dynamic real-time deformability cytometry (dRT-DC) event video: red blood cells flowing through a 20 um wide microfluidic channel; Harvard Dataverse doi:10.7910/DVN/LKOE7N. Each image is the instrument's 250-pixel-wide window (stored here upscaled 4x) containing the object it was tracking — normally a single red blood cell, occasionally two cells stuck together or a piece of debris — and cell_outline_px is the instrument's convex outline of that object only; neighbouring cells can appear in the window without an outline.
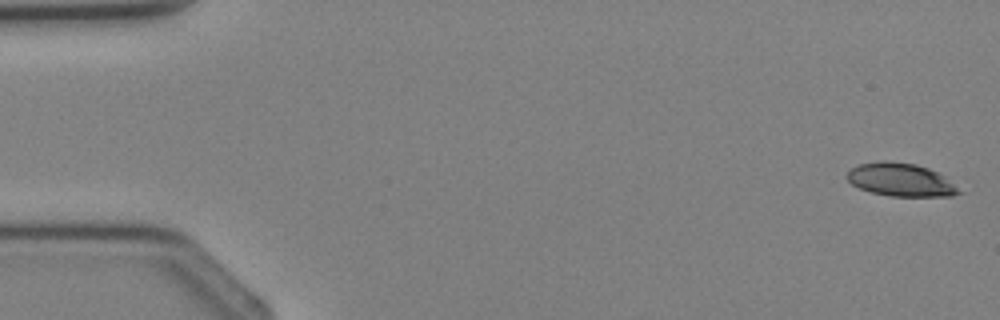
{"species": "Egyptian fruit bat (a non-hibernating species)", "species_latin": "Rousettus aegyptiacus", "temperature_condition": "cold", "stored_images_in_passage": 3, "camera_frame_rate_fps": 3000, "um_per_image_px": 0.085, "animal": {"sex": "female"}, "frame": {"image": 1, "passage_image": 1, "time_ms": 0.0, "image_size_px": [1000, 320], "cell_outline_px": [[964, 192], [952, 196], [892, 196], [872, 192], [860, 188], [852, 184], [848, 180], [848, 172], [852, 168], [860, 164], [880, 160], [888, 160], [916, 164], [928, 168], [944, 176]], "centroid_in_image_um": [76.59, 15.27], "position_along_channel_um": 8.4, "area_um2": 21.5}}
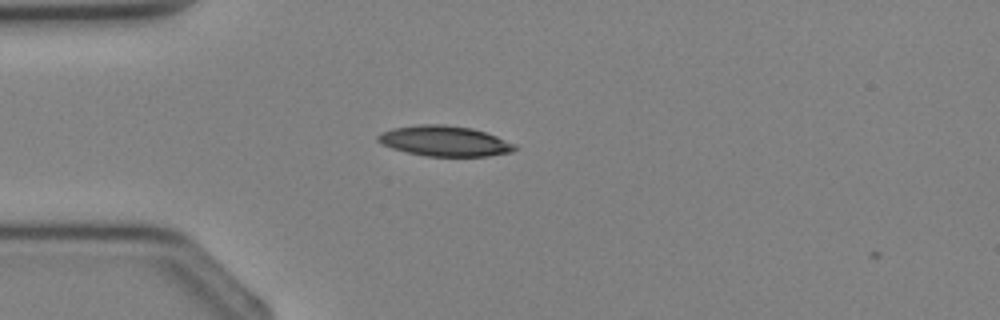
{"frame": {"image": 2, "passage_image": 3, "time_ms": 3.0, "image_size_px": [1000, 320], "cell_outline_px": [[516, 148], [512, 152], [488, 156], [428, 156], [408, 152], [392, 148], [376, 140], [376, 136], [380, 132], [392, 128], [420, 124], [444, 124], [472, 128], [496, 136], [516, 144]], "centroid_in_image_um": [37.78, 11.98], "position_along_channel_um": 47.2, "area_um2": 24.16}}